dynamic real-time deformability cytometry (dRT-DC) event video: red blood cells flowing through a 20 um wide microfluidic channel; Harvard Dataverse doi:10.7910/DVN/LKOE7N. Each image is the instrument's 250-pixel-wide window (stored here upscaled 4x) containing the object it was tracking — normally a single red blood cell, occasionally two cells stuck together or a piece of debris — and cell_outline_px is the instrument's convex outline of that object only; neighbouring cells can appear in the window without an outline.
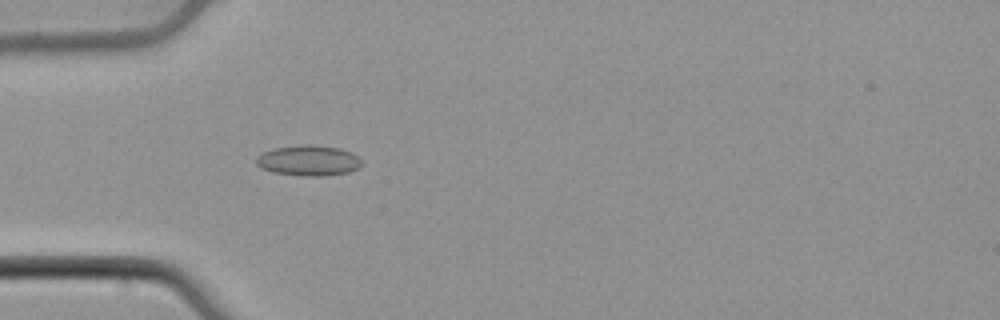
{"species": "common noctule bat (a hibernating species)", "species_latin": "Nyctalus noctula", "temperature_condition": "cold", "stored_images_in_passage": 52, "camera_frame_rate_fps": 3000, "um_per_image_px": 0.085, "animal": {"sex": "male", "body_mass_g": 21.5, "forearm_length_mm": 52.0}, "frame": {"image": 1, "passage_image": 15, "time_ms": 4.667, "image_size_px": [1000, 320], "cell_outline_px": [[360, 164], [356, 168], [348, 172], [324, 176], [304, 176], [272, 172], [260, 168], [256, 164], [256, 156], [272, 148], [308, 144], [312, 144], [340, 148], [352, 152], [360, 160]], "centroid_in_image_um": [26.18, 13.64], "position_along_channel_um": 58.8, "area_um2": 18.73}}
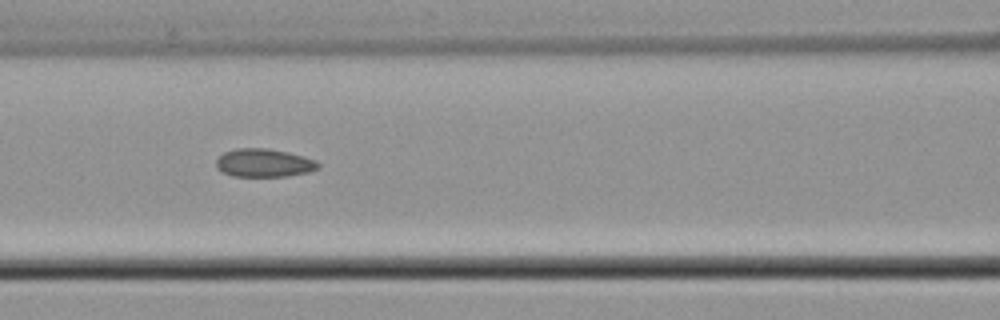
{"frame": {"image": 2, "passage_image": 22, "time_ms": 7.0, "image_size_px": [1000, 320], "cell_outline_px": [[320, 168], [308, 172], [288, 176], [232, 176], [216, 168], [216, 160], [224, 152], [236, 148], [268, 148], [288, 152], [316, 160], [320, 164]], "centroid_in_image_um": [22.45, 13.84], "position_along_channel_um": 144.2, "area_um2": 16.82}}
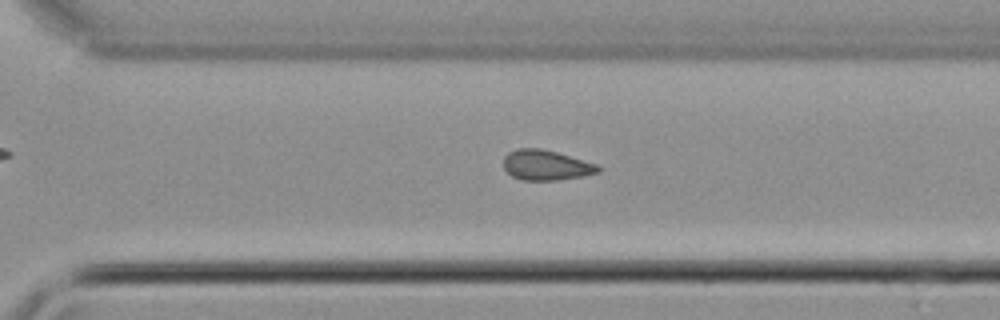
{"frame": {"image": 3, "passage_image": 36, "time_ms": 11.667, "image_size_px": [1000, 320], "cell_outline_px": [[600, 172], [584, 176], [556, 180], [520, 180], [512, 176], [504, 168], [504, 156], [508, 152], [516, 148], [540, 148], [556, 152], [600, 164]], "centroid_in_image_um": [46.43, 14.03], "position_along_channel_um": 324.2, "area_um2": 16.82}}